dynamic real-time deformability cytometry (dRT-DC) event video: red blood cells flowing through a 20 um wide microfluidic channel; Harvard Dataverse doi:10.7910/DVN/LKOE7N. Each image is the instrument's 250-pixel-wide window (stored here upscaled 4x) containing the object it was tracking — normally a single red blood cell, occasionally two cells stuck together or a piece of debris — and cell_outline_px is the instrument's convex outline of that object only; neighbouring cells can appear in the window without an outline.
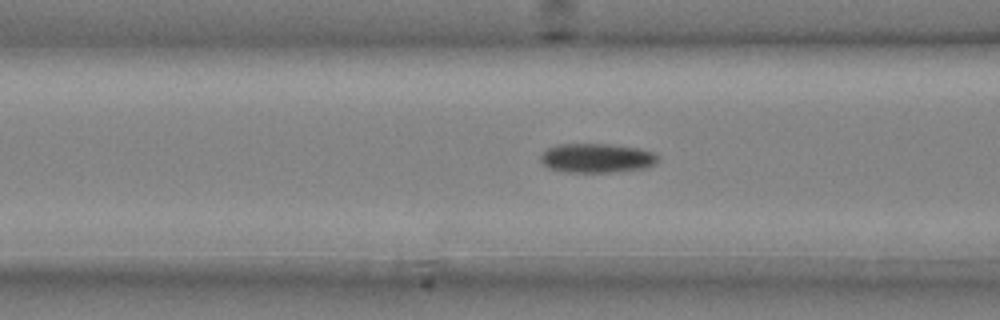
{"species": "common noctule bat (a hibernating species)", "species_latin": "Nyctalus noctula", "temperature_condition": "cold", "stored_images_in_passage": 3, "camera_frame_rate_fps": 3000, "um_per_image_px": 0.085, "animal": {"sex": "male", "body_mass_g": 20.4}, "frame": {"image": 1, "passage_image": 3, "time_ms": 0.667, "image_size_px": [1000, 320], "cell_outline_px": [[660, 160], [656, 164], [644, 168], [608, 172], [564, 172], [548, 168], [540, 160], [540, 156], [548, 148], [556, 144], [608, 144], [640, 148], [656, 152], [660, 156]], "centroid_in_image_um": [50.77, 13.43], "position_along_channel_um": 115.8, "area_um2": 20.23}}